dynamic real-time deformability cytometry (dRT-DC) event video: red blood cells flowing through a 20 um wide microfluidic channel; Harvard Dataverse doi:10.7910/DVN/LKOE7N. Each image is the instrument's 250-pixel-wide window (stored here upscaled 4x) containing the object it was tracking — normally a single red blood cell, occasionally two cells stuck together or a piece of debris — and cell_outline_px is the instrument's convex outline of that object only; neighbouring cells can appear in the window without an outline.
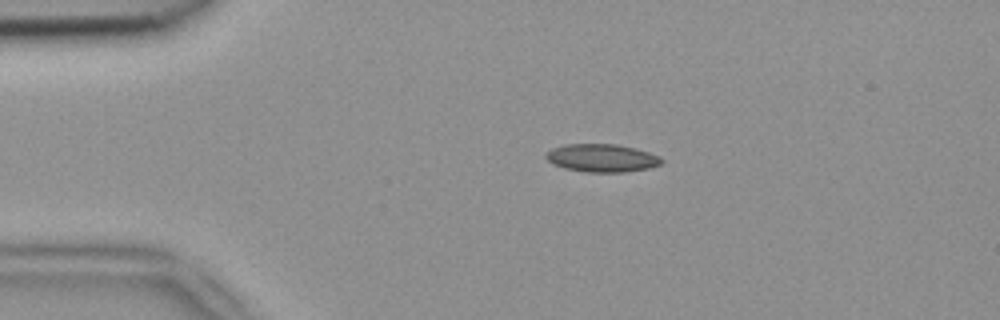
{"species": "common noctule bat (a hibernating species)", "species_latin": "Nyctalus noctula", "temperature_condition": "room temperature", "stored_images_in_passage": 3, "camera_frame_rate_fps": 3000, "um_per_image_px": 0.085, "animal": {"sex": "female", "body_mass_g": 18.4}, "frame": {"image": 1, "passage_image": 2, "time_ms": 0.333, "image_size_px": [1000, 320], "cell_outline_px": [[664, 160], [660, 164], [648, 168], [624, 172], [584, 172], [564, 168], [552, 164], [544, 156], [552, 148], [564, 144], [616, 144], [636, 148], [660, 156]], "centroid_in_image_um": [51.15, 13.43], "position_along_channel_um": 33.9, "area_um2": 18.9}}